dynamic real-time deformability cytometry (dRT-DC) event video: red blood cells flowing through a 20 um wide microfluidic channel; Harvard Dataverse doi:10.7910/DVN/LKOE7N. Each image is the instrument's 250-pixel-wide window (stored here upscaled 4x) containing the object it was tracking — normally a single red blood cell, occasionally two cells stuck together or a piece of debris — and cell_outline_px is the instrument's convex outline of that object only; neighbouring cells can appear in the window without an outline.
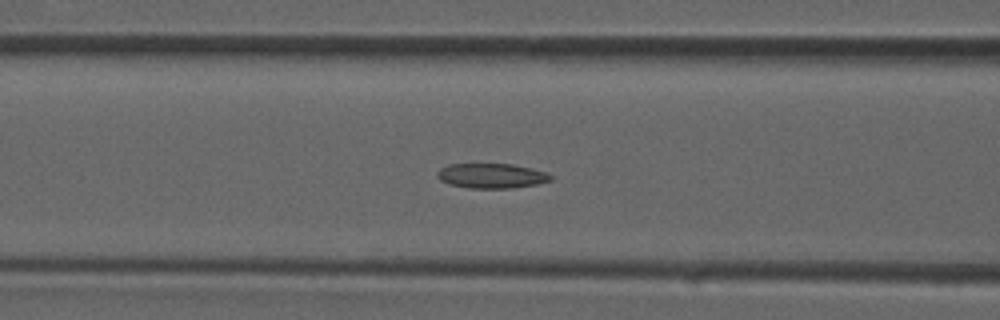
{"species": "common noctule bat (a hibernating species)", "species_latin": "Nyctalus noctula", "temperature_condition": "room temperature", "stored_images_in_passage": 39, "camera_frame_rate_fps": 3000, "um_per_image_px": 0.085, "animal": {"sex": "male", "forearm_length_mm": 52.5}, "frame": {"image": 1, "passage_image": 16, "time_ms": 5.0, "image_size_px": [1000, 320], "cell_outline_px": [[552, 180], [536, 184], [512, 188], [468, 188], [452, 184], [440, 180], [436, 176], [436, 172], [440, 168], [448, 164], [512, 164], [532, 168], [548, 172], [552, 176]], "centroid_in_image_um": [41.79, 14.93], "position_along_channel_um": 124.8, "area_um2": 16.47}}
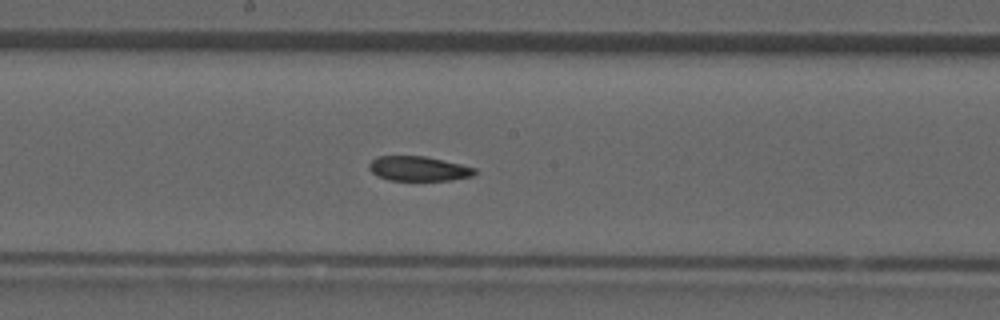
{"frame": {"image": 2, "passage_image": 21, "time_ms": 6.667, "image_size_px": [1000, 320], "cell_outline_px": [[476, 172], [472, 176], [452, 180], [388, 180], [376, 176], [368, 168], [368, 164], [376, 156], [424, 156], [460, 164], [476, 168]], "centroid_in_image_um": [35.54, 14.34], "position_along_channel_um": 212.7, "area_um2": 15.2}}
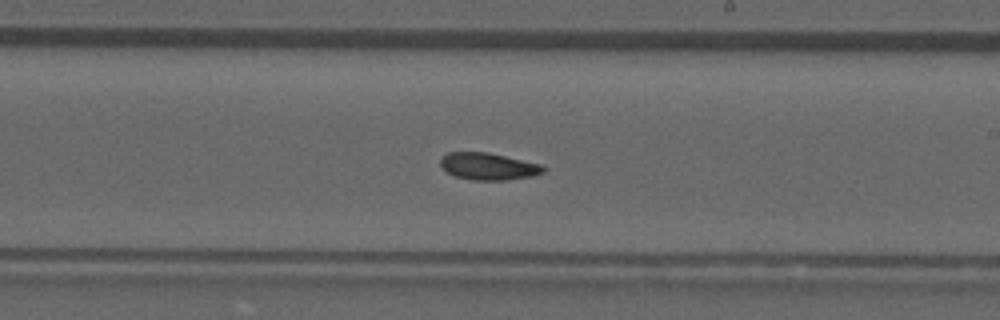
{"frame": {"image": 3, "passage_image": 23, "time_ms": 7.333, "image_size_px": [1000, 320], "cell_outline_px": [[548, 168], [544, 172], [532, 176], [504, 180], [472, 180], [456, 176], [448, 172], [440, 164], [440, 156], [448, 152], [488, 152], [540, 164]], "centroid_in_image_um": [41.51, 14.13], "position_along_channel_um": 247.5, "area_um2": 16.18}}